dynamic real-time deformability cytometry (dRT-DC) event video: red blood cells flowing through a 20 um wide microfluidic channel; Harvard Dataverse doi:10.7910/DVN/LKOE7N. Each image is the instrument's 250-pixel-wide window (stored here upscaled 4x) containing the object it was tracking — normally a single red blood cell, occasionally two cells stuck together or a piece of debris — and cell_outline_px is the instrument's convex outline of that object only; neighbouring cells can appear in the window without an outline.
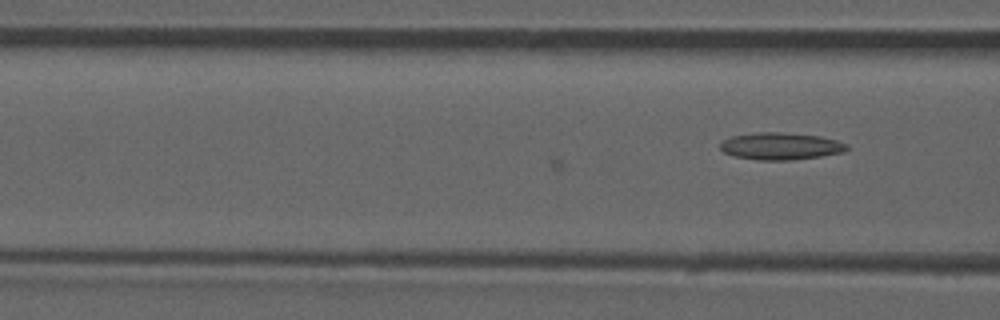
{"species": "common noctule bat (a hibernating species)", "species_latin": "Nyctalus noctula", "temperature_condition": "room temperature", "stored_images_in_passage": 6, "camera_frame_rate_fps": 3000, "um_per_image_px": 0.085, "animal": {"sex": "male", "forearm_length_mm": 52.5}, "frame": {"image": 1, "passage_image": 6, "time_ms": 1.667, "image_size_px": [1000, 320], "cell_outline_px": [[848, 148], [844, 152], [820, 156], [792, 160], [760, 160], [732, 156], [724, 152], [720, 148], [720, 144], [724, 140], [732, 136], [760, 132], [780, 132], [820, 136], [836, 140], [848, 144]], "centroid_in_image_um": [66.36, 12.43], "position_along_channel_um": 100.2, "area_um2": 19.94}}